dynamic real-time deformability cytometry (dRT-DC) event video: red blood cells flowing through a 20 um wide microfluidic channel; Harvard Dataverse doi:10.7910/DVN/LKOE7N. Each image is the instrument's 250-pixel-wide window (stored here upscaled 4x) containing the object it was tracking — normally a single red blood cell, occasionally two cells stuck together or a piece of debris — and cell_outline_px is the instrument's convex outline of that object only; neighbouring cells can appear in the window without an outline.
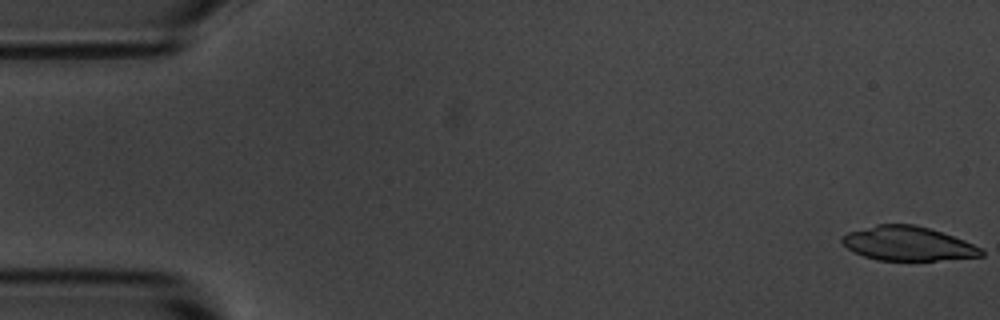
{"species": "common noctule bat (a hibernating species)", "species_latin": "Nyctalus noctula", "temperature_condition": "room temperature", "stored_images_in_passage": 7, "camera_frame_rate_fps": 3000, "um_per_image_px": 0.085, "animal": {"sex": "male", "body_mass_g": 20.1, "forearm_length_mm": 53.5}, "frame": {"image": 1, "passage_image": 1, "time_ms": 0.0, "image_size_px": [1000, 320], "cell_outline_px": [[984, 256], [936, 260], [876, 260], [852, 252], [840, 240], [840, 236], [848, 232], [876, 224], [912, 224], [928, 228], [964, 240], [980, 248], [984, 252]], "centroid_in_image_um": [77.12, 20.7], "position_along_channel_um": 7.9, "area_um2": 27.57}}